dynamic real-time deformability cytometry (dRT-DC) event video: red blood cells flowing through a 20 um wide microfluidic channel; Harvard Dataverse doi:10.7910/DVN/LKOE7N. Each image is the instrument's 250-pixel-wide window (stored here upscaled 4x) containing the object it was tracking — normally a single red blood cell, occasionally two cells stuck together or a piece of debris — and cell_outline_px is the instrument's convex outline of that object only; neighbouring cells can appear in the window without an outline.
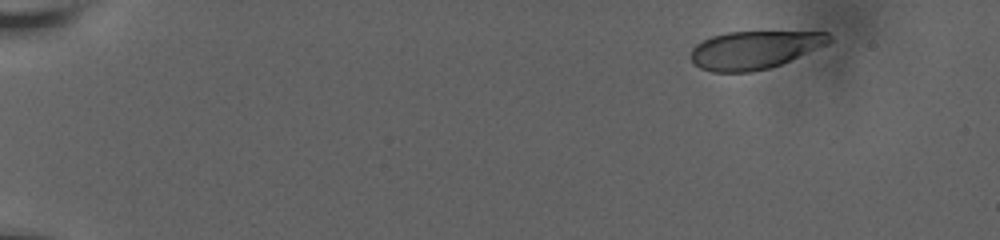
{"species": "human", "species_latin": "Homo sapiens", "temperature_condition": "room temperature", "stored_images_in_passage": 35, "camera_frame_rate_fps": 3000, "um_per_image_px": 0.085, "donor": {"sex": "male"}, "frame": {"image": 1, "passage_image": 1, "time_ms": 0.0, "image_size_px": [1000, 240], "cell_outline_px": [[832, 40], [828, 44], [780, 64], [768, 68], [752, 72], [712, 72], [700, 68], [692, 64], [688, 56], [692, 48], [696, 44], [712, 36], [728, 32], [828, 32], [832, 36]], "centroid_in_image_um": [64.08, 4.24], "position_along_channel_um": 20.9, "area_um2": 30.69}}
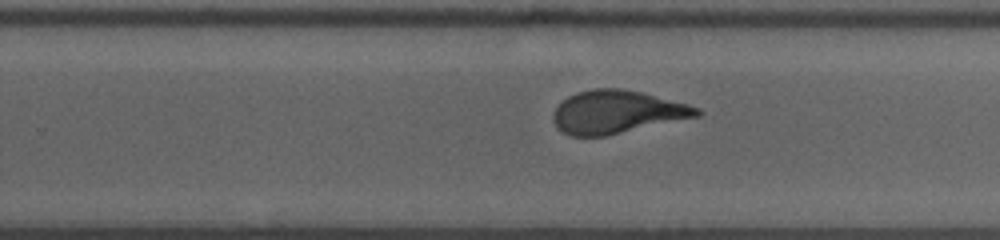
{"frame": {"image": 2, "passage_image": 20, "time_ms": 11.0, "image_size_px": [1000, 240], "cell_outline_px": [[704, 112], [700, 116], [604, 136], [572, 136], [564, 132], [552, 120], [552, 116], [556, 108], [568, 96], [576, 92], [592, 88], [620, 88], [644, 92], [688, 104], [700, 108]], "centroid_in_image_um": [52.48, 9.5], "position_along_channel_um": 277.3, "area_um2": 35.95}}
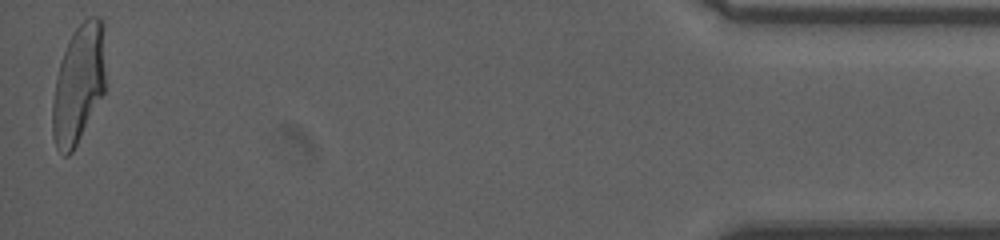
{"frame": {"image": 3, "passage_image": 35, "time_ms": 17.333, "image_size_px": [1000, 240], "cell_outline_px": [[104, 92], [72, 152], [68, 156], [64, 156], [56, 148], [52, 136], [52, 104], [56, 76], [60, 60], [68, 40], [72, 32], [88, 16], [100, 16], [104, 20]], "centroid_in_image_um": [6.66, 7.1], "position_along_channel_um": 428.5, "area_um2": 36.88}, "authors_computed_cell_mechanics": {"area_um2": 36.4718, "velocity_mm_per_s": 3.6356, "shape_relaxation_time_tau1_ms": 4.9795, "shape_relaxation_time_tau2_ms": 0.7052, "deformation_change_tau1": 0.1819, "deformation_change_tau2": 0.0722}}